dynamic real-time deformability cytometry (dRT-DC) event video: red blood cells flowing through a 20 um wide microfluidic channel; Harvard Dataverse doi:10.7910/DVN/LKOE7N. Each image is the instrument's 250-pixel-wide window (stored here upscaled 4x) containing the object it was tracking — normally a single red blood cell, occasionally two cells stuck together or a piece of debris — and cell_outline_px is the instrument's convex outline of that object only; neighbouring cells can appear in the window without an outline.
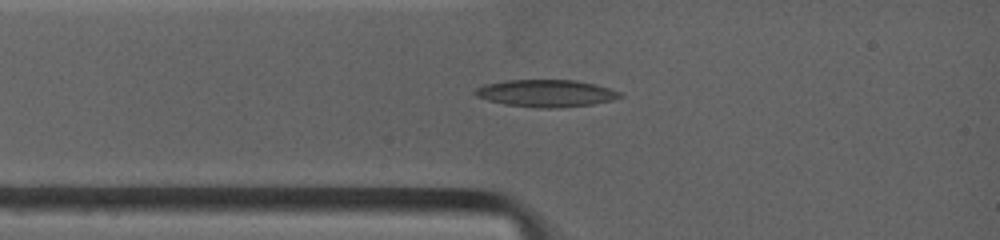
{"species": "common noctule bat (a hibernating species)", "species_latin": "Nyctalus noctula", "temperature_condition": "warm", "stored_images_in_passage": 6, "camera_frame_rate_fps": 4500, "um_per_image_px": 0.085, "animal": {"sex": "female", "body_mass_g": 19.0, "forearm_length_mm": 53.3}, "frame": {"image": 1, "passage_image": 3, "time_ms": 1.778, "image_size_px": [1000, 240], "cell_outline_px": [[624, 96], [612, 100], [592, 104], [548, 108], [544, 108], [504, 104], [488, 100], [476, 96], [472, 92], [476, 88], [488, 84], [508, 80], [572, 80], [592, 84], [608, 88], [620, 92]], "centroid_in_image_um": [46.39, 7.93], "position_along_channel_um": 38.6, "area_um2": 22.48}}
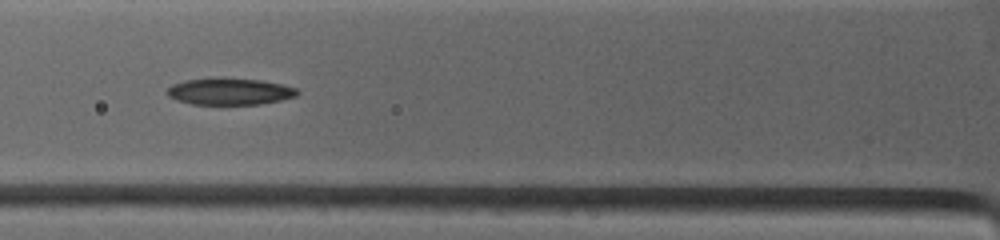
{"frame": {"image": 2, "passage_image": 5, "time_ms": 3.556, "image_size_px": [1000, 240], "cell_outline_px": [[300, 92], [296, 96], [280, 100], [256, 104], [192, 104], [176, 100], [168, 96], [168, 88], [172, 84], [188, 80], [256, 80], [280, 84], [296, 88]], "centroid_in_image_um": [19.53, 7.81], "position_along_channel_um": 106.3, "area_um2": 19.25}}
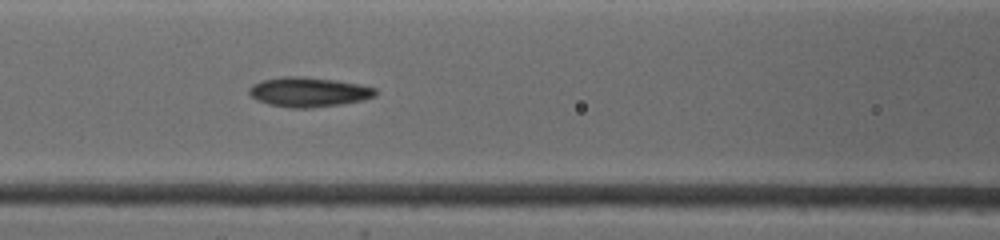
{"frame": {"image": 3, "passage_image": 6, "time_ms": 4.444, "image_size_px": [1000, 240], "cell_outline_px": [[376, 92], [372, 96], [360, 100], [340, 104], [312, 108], [292, 108], [272, 104], [260, 100], [252, 96], [248, 92], [252, 84], [264, 80], [288, 76], [300, 76], [332, 80], [356, 84], [376, 88]], "centroid_in_image_um": [26.21, 7.82], "position_along_channel_um": 140.4, "area_um2": 21.1}}